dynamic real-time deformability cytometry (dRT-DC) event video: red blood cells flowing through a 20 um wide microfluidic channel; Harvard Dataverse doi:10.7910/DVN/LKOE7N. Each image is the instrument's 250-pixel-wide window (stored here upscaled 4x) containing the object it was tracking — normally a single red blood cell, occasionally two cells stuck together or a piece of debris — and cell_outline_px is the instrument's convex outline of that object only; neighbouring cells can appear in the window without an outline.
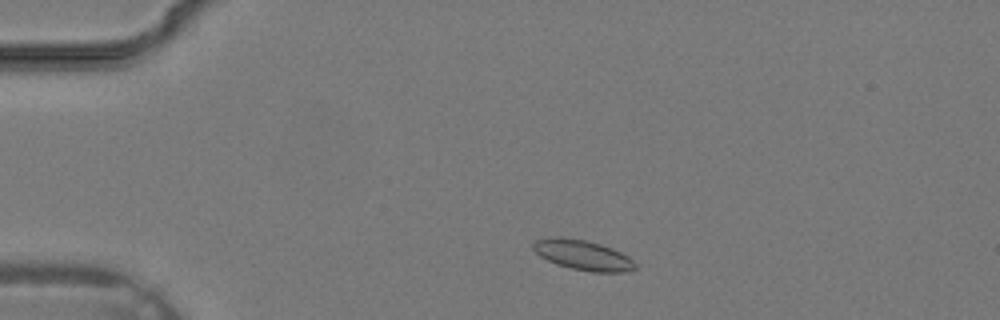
{"species": "common noctule bat (a hibernating species)", "species_latin": "Nyctalus noctula", "temperature_condition": "warm", "stored_images_in_passage": 31, "camera_frame_rate_fps": 3000, "um_per_image_px": 0.085, "animal": {"sex": "male", "body_mass_g": 19.2, "forearm_length_mm": 51.8}, "frame": {"image": 1, "passage_image": 4, "time_ms": 1.0, "image_size_px": [1000, 320], "cell_outline_px": [[636, 268], [624, 272], [592, 272], [572, 268], [556, 264], [540, 256], [532, 248], [532, 244], [536, 240], [548, 236], [560, 236], [584, 240], [600, 244], [612, 248], [628, 256], [636, 264]], "centroid_in_image_um": [49.51, 21.66], "position_along_channel_um": 35.5, "area_um2": 17.86}}
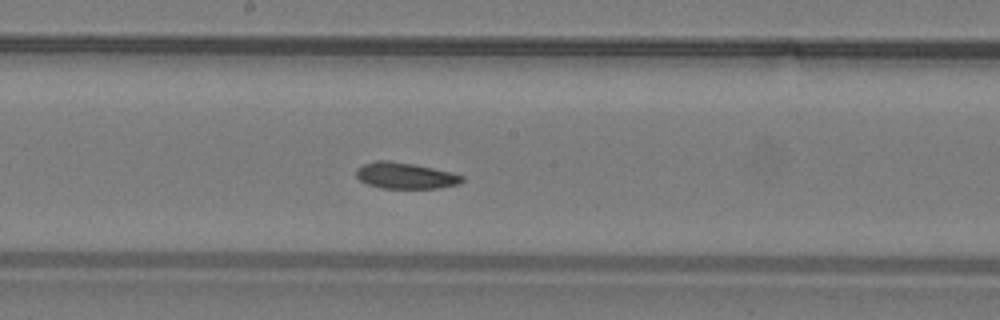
{"frame": {"image": 2, "passage_image": 16, "time_ms": 5.0, "image_size_px": [1000, 320], "cell_outline_px": [[464, 180], [460, 184], [436, 188], [380, 188], [368, 184], [360, 180], [356, 176], [356, 168], [364, 164], [376, 160], [388, 160], [412, 164], [432, 168], [464, 176]], "centroid_in_image_um": [34.42, 14.93], "position_along_channel_um": 213.8, "area_um2": 16.01}}
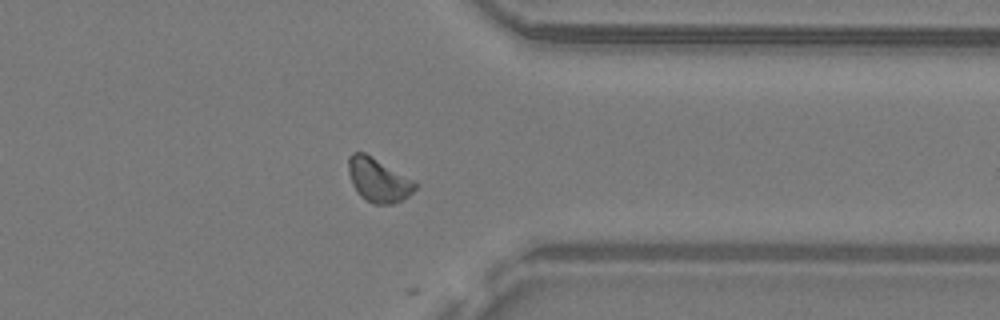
{"frame": {"image": 3, "passage_image": 25, "time_ms": 8.0, "image_size_px": [1000, 320], "cell_outline_px": [[420, 184], [408, 196], [392, 204], [376, 204], [360, 196], [352, 184], [348, 172], [348, 156], [352, 152], [364, 152], [416, 180]], "centroid_in_image_um": [32.18, 15.28], "position_along_channel_um": 379.2, "area_um2": 17.17}}